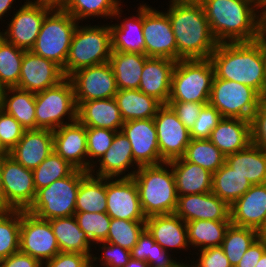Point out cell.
Segmentation results:
<instances>
[{"label":"cell","instance_id":"6da1fadb","mask_svg":"<svg viewBox=\"0 0 266 267\" xmlns=\"http://www.w3.org/2000/svg\"><path fill=\"white\" fill-rule=\"evenodd\" d=\"M209 59L216 78L248 85L265 97L266 48L258 39L218 43Z\"/></svg>","mask_w":266,"mask_h":267},{"label":"cell","instance_id":"7a4b0ae2","mask_svg":"<svg viewBox=\"0 0 266 267\" xmlns=\"http://www.w3.org/2000/svg\"><path fill=\"white\" fill-rule=\"evenodd\" d=\"M168 15L177 44V61L207 59L218 42L214 38L201 2L169 3Z\"/></svg>","mask_w":266,"mask_h":267},{"label":"cell","instance_id":"3957f363","mask_svg":"<svg viewBox=\"0 0 266 267\" xmlns=\"http://www.w3.org/2000/svg\"><path fill=\"white\" fill-rule=\"evenodd\" d=\"M218 43L250 42L259 37L260 7L250 0H201Z\"/></svg>","mask_w":266,"mask_h":267},{"label":"cell","instance_id":"277c9868","mask_svg":"<svg viewBox=\"0 0 266 267\" xmlns=\"http://www.w3.org/2000/svg\"><path fill=\"white\" fill-rule=\"evenodd\" d=\"M133 179L146 218L175 212L178 195L173 170L168 162L140 166Z\"/></svg>","mask_w":266,"mask_h":267},{"label":"cell","instance_id":"5b68a950","mask_svg":"<svg viewBox=\"0 0 266 267\" xmlns=\"http://www.w3.org/2000/svg\"><path fill=\"white\" fill-rule=\"evenodd\" d=\"M112 52L109 24L77 25L74 31L65 66V77L82 68L109 62Z\"/></svg>","mask_w":266,"mask_h":267},{"label":"cell","instance_id":"8992f818","mask_svg":"<svg viewBox=\"0 0 266 267\" xmlns=\"http://www.w3.org/2000/svg\"><path fill=\"white\" fill-rule=\"evenodd\" d=\"M214 68L207 59H181L172 74L168 102L209 103Z\"/></svg>","mask_w":266,"mask_h":267},{"label":"cell","instance_id":"52a82bcc","mask_svg":"<svg viewBox=\"0 0 266 267\" xmlns=\"http://www.w3.org/2000/svg\"><path fill=\"white\" fill-rule=\"evenodd\" d=\"M78 23L68 12L56 5L45 16L31 51L63 68Z\"/></svg>","mask_w":266,"mask_h":267},{"label":"cell","instance_id":"ba28073f","mask_svg":"<svg viewBox=\"0 0 266 267\" xmlns=\"http://www.w3.org/2000/svg\"><path fill=\"white\" fill-rule=\"evenodd\" d=\"M87 173L74 169L67 177L55 180L49 186L39 189L27 211L43 220L74 215L79 185Z\"/></svg>","mask_w":266,"mask_h":267},{"label":"cell","instance_id":"9c48e42d","mask_svg":"<svg viewBox=\"0 0 266 267\" xmlns=\"http://www.w3.org/2000/svg\"><path fill=\"white\" fill-rule=\"evenodd\" d=\"M35 106L36 129L54 131L77 120L74 89L68 77L53 87L35 93Z\"/></svg>","mask_w":266,"mask_h":267},{"label":"cell","instance_id":"30bf717a","mask_svg":"<svg viewBox=\"0 0 266 267\" xmlns=\"http://www.w3.org/2000/svg\"><path fill=\"white\" fill-rule=\"evenodd\" d=\"M263 97L252 87L214 76L209 104L223 118H240L251 121Z\"/></svg>","mask_w":266,"mask_h":267},{"label":"cell","instance_id":"8fae6325","mask_svg":"<svg viewBox=\"0 0 266 267\" xmlns=\"http://www.w3.org/2000/svg\"><path fill=\"white\" fill-rule=\"evenodd\" d=\"M55 6L48 1L26 0L13 12L11 21L6 23L7 28L0 30V36L16 47L30 51L35 45L45 16Z\"/></svg>","mask_w":266,"mask_h":267},{"label":"cell","instance_id":"7c38bea8","mask_svg":"<svg viewBox=\"0 0 266 267\" xmlns=\"http://www.w3.org/2000/svg\"><path fill=\"white\" fill-rule=\"evenodd\" d=\"M2 182V209L27 211L37 194L33 171L6 153L2 156Z\"/></svg>","mask_w":266,"mask_h":267},{"label":"cell","instance_id":"4fadbf2b","mask_svg":"<svg viewBox=\"0 0 266 267\" xmlns=\"http://www.w3.org/2000/svg\"><path fill=\"white\" fill-rule=\"evenodd\" d=\"M145 55L177 61V44L168 15L143 3Z\"/></svg>","mask_w":266,"mask_h":267},{"label":"cell","instance_id":"5bb4252c","mask_svg":"<svg viewBox=\"0 0 266 267\" xmlns=\"http://www.w3.org/2000/svg\"><path fill=\"white\" fill-rule=\"evenodd\" d=\"M19 251L41 263L58 254L60 249L50 222L21 210Z\"/></svg>","mask_w":266,"mask_h":267},{"label":"cell","instance_id":"9a60e30c","mask_svg":"<svg viewBox=\"0 0 266 267\" xmlns=\"http://www.w3.org/2000/svg\"><path fill=\"white\" fill-rule=\"evenodd\" d=\"M68 78L73 85L76 106L85 101L114 98L118 92L109 62L82 68Z\"/></svg>","mask_w":266,"mask_h":267},{"label":"cell","instance_id":"2e32d148","mask_svg":"<svg viewBox=\"0 0 266 267\" xmlns=\"http://www.w3.org/2000/svg\"><path fill=\"white\" fill-rule=\"evenodd\" d=\"M153 119L161 158L165 162H169L183 157L191 140L190 130L167 104H163L158 109Z\"/></svg>","mask_w":266,"mask_h":267},{"label":"cell","instance_id":"e0dca14e","mask_svg":"<svg viewBox=\"0 0 266 267\" xmlns=\"http://www.w3.org/2000/svg\"><path fill=\"white\" fill-rule=\"evenodd\" d=\"M106 206L111 218L146 221L133 177L106 178Z\"/></svg>","mask_w":266,"mask_h":267},{"label":"cell","instance_id":"ac0fdd59","mask_svg":"<svg viewBox=\"0 0 266 267\" xmlns=\"http://www.w3.org/2000/svg\"><path fill=\"white\" fill-rule=\"evenodd\" d=\"M121 131L128 138L134 161L139 166L158 165L165 162L160 155L153 118L126 121Z\"/></svg>","mask_w":266,"mask_h":267},{"label":"cell","instance_id":"d6986e66","mask_svg":"<svg viewBox=\"0 0 266 267\" xmlns=\"http://www.w3.org/2000/svg\"><path fill=\"white\" fill-rule=\"evenodd\" d=\"M65 78L62 68L54 61L25 51L16 88L38 93L53 87Z\"/></svg>","mask_w":266,"mask_h":267},{"label":"cell","instance_id":"ffe728a7","mask_svg":"<svg viewBox=\"0 0 266 267\" xmlns=\"http://www.w3.org/2000/svg\"><path fill=\"white\" fill-rule=\"evenodd\" d=\"M98 162L90 173L104 178H131L140 167L134 161L131 144L122 131L116 132L111 147Z\"/></svg>","mask_w":266,"mask_h":267},{"label":"cell","instance_id":"44dd1931","mask_svg":"<svg viewBox=\"0 0 266 267\" xmlns=\"http://www.w3.org/2000/svg\"><path fill=\"white\" fill-rule=\"evenodd\" d=\"M183 221H231L230 206L212 192L178 195L174 212Z\"/></svg>","mask_w":266,"mask_h":267},{"label":"cell","instance_id":"7402d4cb","mask_svg":"<svg viewBox=\"0 0 266 267\" xmlns=\"http://www.w3.org/2000/svg\"><path fill=\"white\" fill-rule=\"evenodd\" d=\"M53 150L75 169L88 172L86 127L78 120L53 131Z\"/></svg>","mask_w":266,"mask_h":267},{"label":"cell","instance_id":"603a6c76","mask_svg":"<svg viewBox=\"0 0 266 267\" xmlns=\"http://www.w3.org/2000/svg\"><path fill=\"white\" fill-rule=\"evenodd\" d=\"M145 229L167 252L173 249L187 251L190 248L186 222L175 213L147 217Z\"/></svg>","mask_w":266,"mask_h":267},{"label":"cell","instance_id":"cb8c5ba5","mask_svg":"<svg viewBox=\"0 0 266 267\" xmlns=\"http://www.w3.org/2000/svg\"><path fill=\"white\" fill-rule=\"evenodd\" d=\"M53 151V131L49 129L25 130L22 138L8 152L19 164L35 169Z\"/></svg>","mask_w":266,"mask_h":267},{"label":"cell","instance_id":"d4e9b609","mask_svg":"<svg viewBox=\"0 0 266 267\" xmlns=\"http://www.w3.org/2000/svg\"><path fill=\"white\" fill-rule=\"evenodd\" d=\"M231 224L258 230L266 219V183L252 185L230 206Z\"/></svg>","mask_w":266,"mask_h":267},{"label":"cell","instance_id":"484cf974","mask_svg":"<svg viewBox=\"0 0 266 267\" xmlns=\"http://www.w3.org/2000/svg\"><path fill=\"white\" fill-rule=\"evenodd\" d=\"M176 62L168 58L149 57L144 63L139 90L167 104Z\"/></svg>","mask_w":266,"mask_h":267},{"label":"cell","instance_id":"4316f807","mask_svg":"<svg viewBox=\"0 0 266 267\" xmlns=\"http://www.w3.org/2000/svg\"><path fill=\"white\" fill-rule=\"evenodd\" d=\"M209 140L225 156L244 150L252 143L251 121L223 118L211 131Z\"/></svg>","mask_w":266,"mask_h":267},{"label":"cell","instance_id":"83f0119b","mask_svg":"<svg viewBox=\"0 0 266 267\" xmlns=\"http://www.w3.org/2000/svg\"><path fill=\"white\" fill-rule=\"evenodd\" d=\"M77 120L85 127L121 131L124 121L114 98L81 102L77 106Z\"/></svg>","mask_w":266,"mask_h":267},{"label":"cell","instance_id":"f1b7e54d","mask_svg":"<svg viewBox=\"0 0 266 267\" xmlns=\"http://www.w3.org/2000/svg\"><path fill=\"white\" fill-rule=\"evenodd\" d=\"M173 170L177 195L212 191L213 173L183 157L168 162Z\"/></svg>","mask_w":266,"mask_h":267},{"label":"cell","instance_id":"f546056e","mask_svg":"<svg viewBox=\"0 0 266 267\" xmlns=\"http://www.w3.org/2000/svg\"><path fill=\"white\" fill-rule=\"evenodd\" d=\"M136 15L124 18L120 23L110 24L112 51L145 54L143 36V3Z\"/></svg>","mask_w":266,"mask_h":267},{"label":"cell","instance_id":"4dcf8cb0","mask_svg":"<svg viewBox=\"0 0 266 267\" xmlns=\"http://www.w3.org/2000/svg\"><path fill=\"white\" fill-rule=\"evenodd\" d=\"M57 239L60 252H75L92 256L94 244L80 229L74 217H60L48 220ZM91 252V253H90Z\"/></svg>","mask_w":266,"mask_h":267},{"label":"cell","instance_id":"1f68e13d","mask_svg":"<svg viewBox=\"0 0 266 267\" xmlns=\"http://www.w3.org/2000/svg\"><path fill=\"white\" fill-rule=\"evenodd\" d=\"M114 99L124 122L154 118L163 105L155 97L146 95L139 89L118 90Z\"/></svg>","mask_w":266,"mask_h":267},{"label":"cell","instance_id":"d6a6232c","mask_svg":"<svg viewBox=\"0 0 266 267\" xmlns=\"http://www.w3.org/2000/svg\"><path fill=\"white\" fill-rule=\"evenodd\" d=\"M225 162L247 178L251 185L266 183V151L255 144L226 156Z\"/></svg>","mask_w":266,"mask_h":267},{"label":"cell","instance_id":"836d02e7","mask_svg":"<svg viewBox=\"0 0 266 267\" xmlns=\"http://www.w3.org/2000/svg\"><path fill=\"white\" fill-rule=\"evenodd\" d=\"M145 54L112 51L109 63L115 75L118 90L139 89Z\"/></svg>","mask_w":266,"mask_h":267},{"label":"cell","instance_id":"e575fe53","mask_svg":"<svg viewBox=\"0 0 266 267\" xmlns=\"http://www.w3.org/2000/svg\"><path fill=\"white\" fill-rule=\"evenodd\" d=\"M121 0H62L59 6L79 23L92 18L121 19Z\"/></svg>","mask_w":266,"mask_h":267},{"label":"cell","instance_id":"d590c367","mask_svg":"<svg viewBox=\"0 0 266 267\" xmlns=\"http://www.w3.org/2000/svg\"><path fill=\"white\" fill-rule=\"evenodd\" d=\"M2 110L14 117L25 130L36 129L35 93L7 88Z\"/></svg>","mask_w":266,"mask_h":267},{"label":"cell","instance_id":"8d00e7d4","mask_svg":"<svg viewBox=\"0 0 266 267\" xmlns=\"http://www.w3.org/2000/svg\"><path fill=\"white\" fill-rule=\"evenodd\" d=\"M76 212H106V178L88 172L82 179L75 202Z\"/></svg>","mask_w":266,"mask_h":267},{"label":"cell","instance_id":"74e56055","mask_svg":"<svg viewBox=\"0 0 266 267\" xmlns=\"http://www.w3.org/2000/svg\"><path fill=\"white\" fill-rule=\"evenodd\" d=\"M251 183L240 173L235 172L226 162L215 173L212 179V193L231 206L244 195Z\"/></svg>","mask_w":266,"mask_h":267},{"label":"cell","instance_id":"f35d334b","mask_svg":"<svg viewBox=\"0 0 266 267\" xmlns=\"http://www.w3.org/2000/svg\"><path fill=\"white\" fill-rule=\"evenodd\" d=\"M231 221L194 220L186 222L189 246L202 250L221 246Z\"/></svg>","mask_w":266,"mask_h":267},{"label":"cell","instance_id":"ab89813d","mask_svg":"<svg viewBox=\"0 0 266 267\" xmlns=\"http://www.w3.org/2000/svg\"><path fill=\"white\" fill-rule=\"evenodd\" d=\"M145 229L138 238L136 245L130 250L131 258L146 261L149 267H181L184 265L183 261L173 254H169ZM173 256V257H171Z\"/></svg>","mask_w":266,"mask_h":267},{"label":"cell","instance_id":"60d3db41","mask_svg":"<svg viewBox=\"0 0 266 267\" xmlns=\"http://www.w3.org/2000/svg\"><path fill=\"white\" fill-rule=\"evenodd\" d=\"M183 158L215 173L225 164L226 156L209 139H192Z\"/></svg>","mask_w":266,"mask_h":267},{"label":"cell","instance_id":"b9f144b4","mask_svg":"<svg viewBox=\"0 0 266 267\" xmlns=\"http://www.w3.org/2000/svg\"><path fill=\"white\" fill-rule=\"evenodd\" d=\"M258 238V230L230 224L226 230L221 247L232 267H235L241 257Z\"/></svg>","mask_w":266,"mask_h":267},{"label":"cell","instance_id":"7bdbcfd3","mask_svg":"<svg viewBox=\"0 0 266 267\" xmlns=\"http://www.w3.org/2000/svg\"><path fill=\"white\" fill-rule=\"evenodd\" d=\"M21 210L0 209V260L19 251Z\"/></svg>","mask_w":266,"mask_h":267},{"label":"cell","instance_id":"ee69618b","mask_svg":"<svg viewBox=\"0 0 266 267\" xmlns=\"http://www.w3.org/2000/svg\"><path fill=\"white\" fill-rule=\"evenodd\" d=\"M24 52L0 36V80L7 88L18 86Z\"/></svg>","mask_w":266,"mask_h":267},{"label":"cell","instance_id":"f6af8a7d","mask_svg":"<svg viewBox=\"0 0 266 267\" xmlns=\"http://www.w3.org/2000/svg\"><path fill=\"white\" fill-rule=\"evenodd\" d=\"M74 169L53 150L40 165L32 170L36 191L49 186L55 180L67 177Z\"/></svg>","mask_w":266,"mask_h":267},{"label":"cell","instance_id":"bcb514c9","mask_svg":"<svg viewBox=\"0 0 266 267\" xmlns=\"http://www.w3.org/2000/svg\"><path fill=\"white\" fill-rule=\"evenodd\" d=\"M145 230V221H129L111 218L109 232L105 242L131 250Z\"/></svg>","mask_w":266,"mask_h":267},{"label":"cell","instance_id":"7dc6e473","mask_svg":"<svg viewBox=\"0 0 266 267\" xmlns=\"http://www.w3.org/2000/svg\"><path fill=\"white\" fill-rule=\"evenodd\" d=\"M74 217L92 243L102 242L107 239L111 217L106 212H75Z\"/></svg>","mask_w":266,"mask_h":267},{"label":"cell","instance_id":"c3c4849f","mask_svg":"<svg viewBox=\"0 0 266 267\" xmlns=\"http://www.w3.org/2000/svg\"><path fill=\"white\" fill-rule=\"evenodd\" d=\"M117 131L86 127L88 172L111 147Z\"/></svg>","mask_w":266,"mask_h":267},{"label":"cell","instance_id":"681fc988","mask_svg":"<svg viewBox=\"0 0 266 267\" xmlns=\"http://www.w3.org/2000/svg\"><path fill=\"white\" fill-rule=\"evenodd\" d=\"M96 244L100 248L99 250L101 251V255L97 257L94 253L92 254V267H98L99 264H95L97 261L100 263L101 267H124L131 259L130 250L126 248L102 241L95 243V250Z\"/></svg>","mask_w":266,"mask_h":267},{"label":"cell","instance_id":"f907efd6","mask_svg":"<svg viewBox=\"0 0 266 267\" xmlns=\"http://www.w3.org/2000/svg\"><path fill=\"white\" fill-rule=\"evenodd\" d=\"M223 119L221 113L209 103L200 110L199 116L190 130L192 139H209L211 131Z\"/></svg>","mask_w":266,"mask_h":267},{"label":"cell","instance_id":"816d5d0a","mask_svg":"<svg viewBox=\"0 0 266 267\" xmlns=\"http://www.w3.org/2000/svg\"><path fill=\"white\" fill-rule=\"evenodd\" d=\"M25 128L11 115L0 110V146L8 153L22 138Z\"/></svg>","mask_w":266,"mask_h":267},{"label":"cell","instance_id":"f5cc1de1","mask_svg":"<svg viewBox=\"0 0 266 267\" xmlns=\"http://www.w3.org/2000/svg\"><path fill=\"white\" fill-rule=\"evenodd\" d=\"M198 252H194L199 255L197 261L194 264L193 259L189 267H232L221 246L208 247Z\"/></svg>","mask_w":266,"mask_h":267},{"label":"cell","instance_id":"db71d44e","mask_svg":"<svg viewBox=\"0 0 266 267\" xmlns=\"http://www.w3.org/2000/svg\"><path fill=\"white\" fill-rule=\"evenodd\" d=\"M91 257L82 253L59 252L52 259L42 263V267H90Z\"/></svg>","mask_w":266,"mask_h":267},{"label":"cell","instance_id":"11a10c76","mask_svg":"<svg viewBox=\"0 0 266 267\" xmlns=\"http://www.w3.org/2000/svg\"><path fill=\"white\" fill-rule=\"evenodd\" d=\"M252 143L266 151V99H263L251 120Z\"/></svg>","mask_w":266,"mask_h":267},{"label":"cell","instance_id":"9f6ffc18","mask_svg":"<svg viewBox=\"0 0 266 267\" xmlns=\"http://www.w3.org/2000/svg\"><path fill=\"white\" fill-rule=\"evenodd\" d=\"M167 105L172 108L185 127L191 130L199 116L200 110L205 104L196 102H168Z\"/></svg>","mask_w":266,"mask_h":267},{"label":"cell","instance_id":"6f0895ef","mask_svg":"<svg viewBox=\"0 0 266 267\" xmlns=\"http://www.w3.org/2000/svg\"><path fill=\"white\" fill-rule=\"evenodd\" d=\"M265 251L266 243L257 238L235 267H255Z\"/></svg>","mask_w":266,"mask_h":267},{"label":"cell","instance_id":"680465c9","mask_svg":"<svg viewBox=\"0 0 266 267\" xmlns=\"http://www.w3.org/2000/svg\"><path fill=\"white\" fill-rule=\"evenodd\" d=\"M0 267H42V263L20 251L0 260Z\"/></svg>","mask_w":266,"mask_h":267},{"label":"cell","instance_id":"91938a15","mask_svg":"<svg viewBox=\"0 0 266 267\" xmlns=\"http://www.w3.org/2000/svg\"><path fill=\"white\" fill-rule=\"evenodd\" d=\"M258 40L266 48V9L261 8L259 12V37Z\"/></svg>","mask_w":266,"mask_h":267},{"label":"cell","instance_id":"94428289","mask_svg":"<svg viewBox=\"0 0 266 267\" xmlns=\"http://www.w3.org/2000/svg\"><path fill=\"white\" fill-rule=\"evenodd\" d=\"M14 2L16 3V0H0V19H3L4 16L7 12L10 13L9 11L14 8L12 7Z\"/></svg>","mask_w":266,"mask_h":267},{"label":"cell","instance_id":"6125c7cd","mask_svg":"<svg viewBox=\"0 0 266 267\" xmlns=\"http://www.w3.org/2000/svg\"><path fill=\"white\" fill-rule=\"evenodd\" d=\"M124 267H149V264L146 261L131 258Z\"/></svg>","mask_w":266,"mask_h":267},{"label":"cell","instance_id":"be15d7a7","mask_svg":"<svg viewBox=\"0 0 266 267\" xmlns=\"http://www.w3.org/2000/svg\"><path fill=\"white\" fill-rule=\"evenodd\" d=\"M258 238L266 243V219L264 224L258 229Z\"/></svg>","mask_w":266,"mask_h":267},{"label":"cell","instance_id":"e7e4bbea","mask_svg":"<svg viewBox=\"0 0 266 267\" xmlns=\"http://www.w3.org/2000/svg\"><path fill=\"white\" fill-rule=\"evenodd\" d=\"M6 89L7 87L0 80V110L2 109V106H3V100H4Z\"/></svg>","mask_w":266,"mask_h":267},{"label":"cell","instance_id":"03108f58","mask_svg":"<svg viewBox=\"0 0 266 267\" xmlns=\"http://www.w3.org/2000/svg\"><path fill=\"white\" fill-rule=\"evenodd\" d=\"M2 190H3V182H2V156H0V209H2Z\"/></svg>","mask_w":266,"mask_h":267},{"label":"cell","instance_id":"003e7915","mask_svg":"<svg viewBox=\"0 0 266 267\" xmlns=\"http://www.w3.org/2000/svg\"><path fill=\"white\" fill-rule=\"evenodd\" d=\"M255 267H266V251L261 256L260 260H258L257 265Z\"/></svg>","mask_w":266,"mask_h":267},{"label":"cell","instance_id":"a7ac6f4b","mask_svg":"<svg viewBox=\"0 0 266 267\" xmlns=\"http://www.w3.org/2000/svg\"><path fill=\"white\" fill-rule=\"evenodd\" d=\"M253 3H255L257 6H259L260 8H264L266 5V0H250Z\"/></svg>","mask_w":266,"mask_h":267},{"label":"cell","instance_id":"89a4df30","mask_svg":"<svg viewBox=\"0 0 266 267\" xmlns=\"http://www.w3.org/2000/svg\"><path fill=\"white\" fill-rule=\"evenodd\" d=\"M201 2V0H170L169 3Z\"/></svg>","mask_w":266,"mask_h":267},{"label":"cell","instance_id":"2644e50d","mask_svg":"<svg viewBox=\"0 0 266 267\" xmlns=\"http://www.w3.org/2000/svg\"><path fill=\"white\" fill-rule=\"evenodd\" d=\"M40 1H48V2L54 3L56 5H59L62 0H40Z\"/></svg>","mask_w":266,"mask_h":267},{"label":"cell","instance_id":"8c879c8a","mask_svg":"<svg viewBox=\"0 0 266 267\" xmlns=\"http://www.w3.org/2000/svg\"><path fill=\"white\" fill-rule=\"evenodd\" d=\"M6 154V152L2 149V147L0 146V156H4Z\"/></svg>","mask_w":266,"mask_h":267},{"label":"cell","instance_id":"753ad0ef","mask_svg":"<svg viewBox=\"0 0 266 267\" xmlns=\"http://www.w3.org/2000/svg\"><path fill=\"white\" fill-rule=\"evenodd\" d=\"M181 267H189V266H188V262H187V264L185 263V264L182 265Z\"/></svg>","mask_w":266,"mask_h":267}]
</instances>
